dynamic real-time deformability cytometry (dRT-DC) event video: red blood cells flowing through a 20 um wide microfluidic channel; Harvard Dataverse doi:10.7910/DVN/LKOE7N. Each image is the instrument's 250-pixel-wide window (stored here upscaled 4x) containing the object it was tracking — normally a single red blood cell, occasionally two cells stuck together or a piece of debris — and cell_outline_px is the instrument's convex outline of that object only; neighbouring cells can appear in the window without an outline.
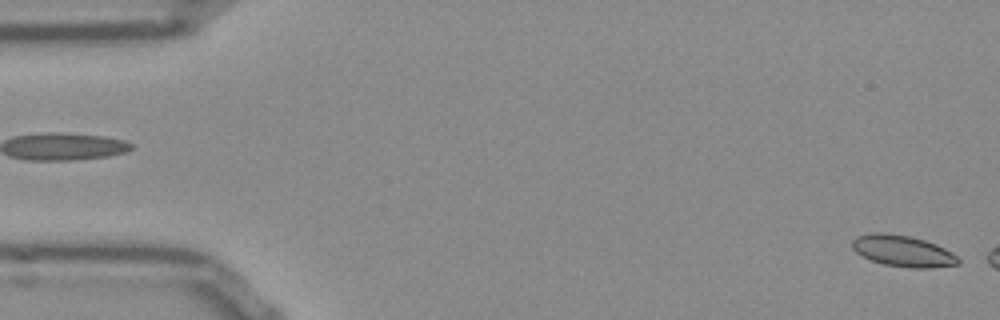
{"species": "Egyptian fruit bat (a non-hibernating species)", "species_latin": "Rousettus aegyptiacus", "temperature_condition": "room temperature", "stored_images_in_passage": 7, "camera_frame_rate_fps": 3000, "um_per_image_px": 0.085, "frame": {"image": 1, "passage_image": 1, "time_ms": 0.0, "image_size_px": [1000, 320], "cell_outline_px": [[960, 264], [932, 268], [912, 268], [884, 264], [872, 260], [856, 252], [852, 248], [852, 240], [856, 236], [872, 232], [884, 232], [912, 236], [936, 244], [952, 252], [960, 260]], "centroid_in_image_um": [76.75, 21.32], "position_along_channel_um": 8.3, "area_um2": 19.42}}